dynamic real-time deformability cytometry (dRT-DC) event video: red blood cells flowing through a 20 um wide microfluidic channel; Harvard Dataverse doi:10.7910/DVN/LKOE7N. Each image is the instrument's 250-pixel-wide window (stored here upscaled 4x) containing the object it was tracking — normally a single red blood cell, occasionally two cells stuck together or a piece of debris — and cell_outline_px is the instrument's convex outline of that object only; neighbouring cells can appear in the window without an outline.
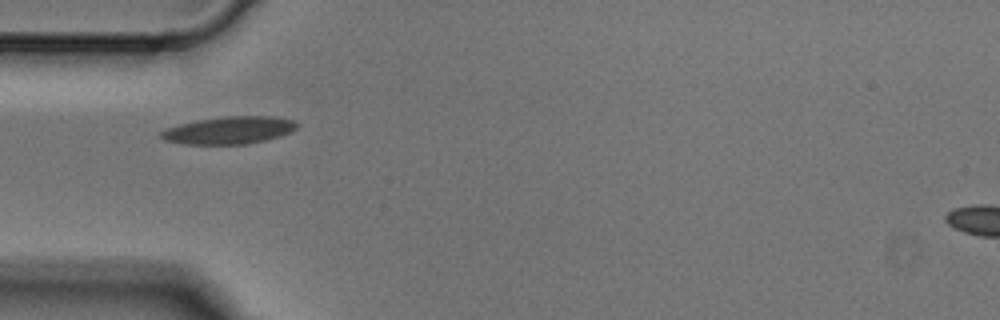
{"species": "Egyptian fruit bat (a non-hibernating species)", "species_latin": "Rousettus aegyptiacus", "temperature_condition": "cold", "stored_images_in_passage": 2, "camera_frame_rate_fps": 3000, "um_per_image_px": 0.085, "animal": {"sex": "male"}, "frame": {"image": 1, "passage_image": 1, "time_ms": 0.0, "image_size_px": [1000, 320], "cell_outline_px": [[300, 124], [292, 132], [280, 136], [248, 144], [184, 144], [164, 140], [160, 136], [160, 132], [168, 128], [180, 124], [196, 120], [224, 116], [272, 116], [292, 120]], "centroid_in_image_um": [19.49, 11.07], "position_along_channel_um": 65.5, "area_um2": 21.73}}
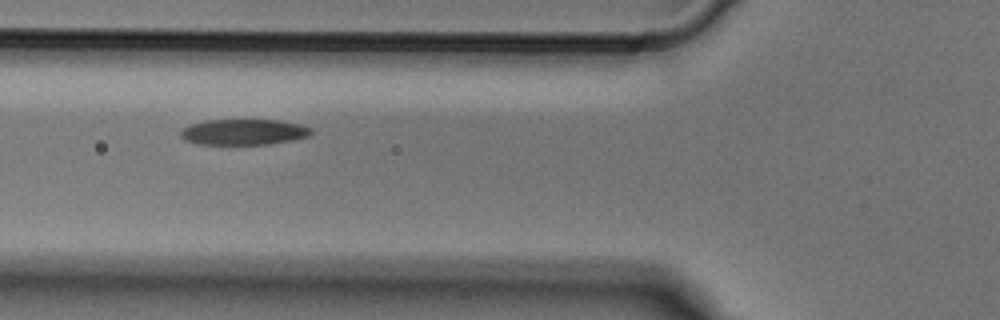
{"frame": {"image": 2, "passage_image": 2, "time_ms": 0.333, "image_size_px": [1000, 320], "cell_outline_px": [[312, 132], [308, 136], [292, 140], [272, 144], [196, 144], [184, 140], [180, 136], [180, 132], [184, 128], [192, 124], [204, 120], [280, 120], [300, 124], [312, 128]], "centroid_in_image_um": [20.72, 11.22], "position_along_channel_um": 105.1, "area_um2": 19.65}}